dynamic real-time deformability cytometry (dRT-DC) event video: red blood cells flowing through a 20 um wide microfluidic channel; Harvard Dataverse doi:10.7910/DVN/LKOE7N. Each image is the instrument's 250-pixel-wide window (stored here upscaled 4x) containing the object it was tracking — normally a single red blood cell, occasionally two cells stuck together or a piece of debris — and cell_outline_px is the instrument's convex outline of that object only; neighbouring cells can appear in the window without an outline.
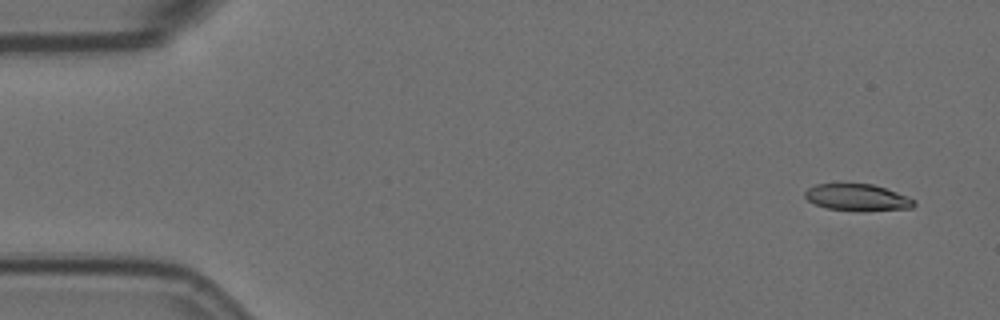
{"species": "Egyptian fruit bat (a non-hibernating species)", "species_latin": "Rousettus aegyptiacus", "temperature_condition": "room temperature", "stored_images_in_passage": 9, "camera_frame_rate_fps": 3000, "um_per_image_px": 0.085, "animal": {"sex": "female"}, "frame": {"image": 1, "passage_image": 1, "time_ms": 0.0, "image_size_px": [1000, 320], "cell_outline_px": [[916, 204], [912, 208], [860, 212], [828, 208], [816, 204], [808, 200], [804, 196], [804, 192], [808, 188], [816, 184], [872, 184], [896, 192], [916, 200]], "centroid_in_image_um": [72.89, 16.8], "position_along_channel_um": 12.1, "area_um2": 17.05}}